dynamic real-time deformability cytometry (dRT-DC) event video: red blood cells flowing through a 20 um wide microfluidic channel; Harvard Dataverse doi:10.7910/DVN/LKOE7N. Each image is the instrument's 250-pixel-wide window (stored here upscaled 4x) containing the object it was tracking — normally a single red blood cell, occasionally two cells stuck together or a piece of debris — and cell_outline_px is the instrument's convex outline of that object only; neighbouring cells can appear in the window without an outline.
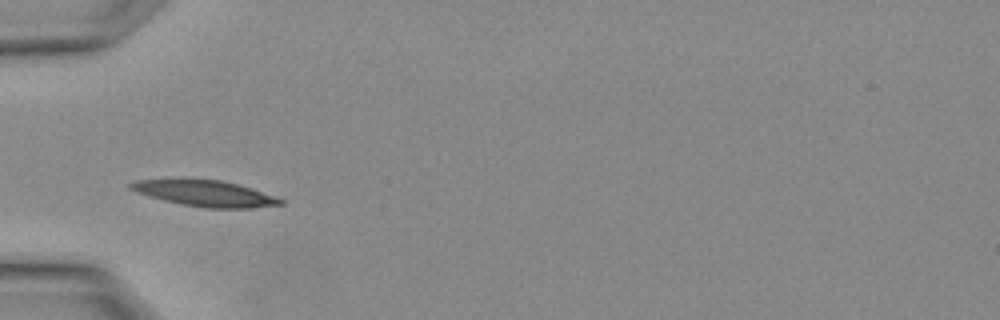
{"species": "Egyptian fruit bat (a non-hibernating species)", "species_latin": "Rousettus aegyptiacus", "temperature_condition": "warm", "stored_images_in_passage": 4, "camera_frame_rate_fps": 3000, "um_per_image_px": 0.085, "animal": {"sex": "female"}, "frame": {"image": 1, "passage_image": 4, "time_ms": 1.0, "image_size_px": [1000, 320], "cell_outline_px": [[284, 204], [252, 208], [204, 208], [164, 200], [136, 192], [128, 188], [128, 184], [136, 180], [220, 180], [236, 184], [284, 200]], "centroid_in_image_um": [17.41, 16.46], "position_along_channel_um": 67.6, "area_um2": 21.96}}